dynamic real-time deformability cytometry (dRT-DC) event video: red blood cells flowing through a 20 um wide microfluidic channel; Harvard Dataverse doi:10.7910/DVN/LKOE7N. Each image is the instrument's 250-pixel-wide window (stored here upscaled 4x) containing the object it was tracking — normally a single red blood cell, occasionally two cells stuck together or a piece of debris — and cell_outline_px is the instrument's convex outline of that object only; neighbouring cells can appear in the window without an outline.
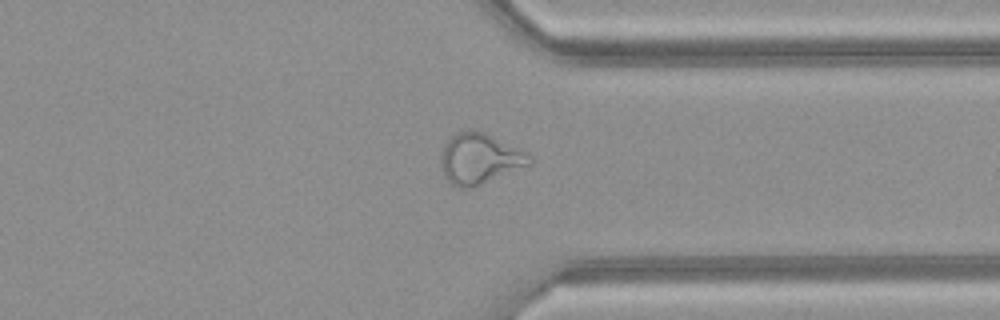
{"species": "common noctule bat (a hibernating species)", "species_latin": "Nyctalus noctula", "temperature_condition": "warm", "stored_images_in_passage": 44, "camera_frame_rate_fps": 3000, "um_per_image_px": 0.085, "animal": {"sex": "female", "body_mass_g": 21.9}, "frame": {"image": 1, "passage_image": 33, "time_ms": 10.667, "image_size_px": [1000, 320], "cell_outline_px": [[532, 164], [472, 188], [460, 188], [452, 184], [444, 176], [444, 148], [448, 140], [456, 132], [484, 132], [520, 148], [528, 152], [532, 156]], "centroid_in_image_um": [40.86, 13.51], "position_along_channel_um": 370.5, "area_um2": 25.49}}
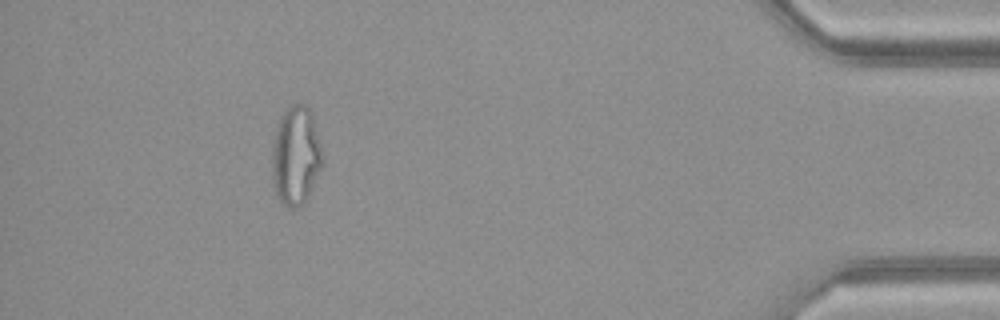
{"frame": {"image": 2, "passage_image": 40, "time_ms": 13.0, "image_size_px": [1000, 320], "cell_outline_px": [[324, 160], [308, 196], [304, 204], [300, 208], [288, 208], [280, 204], [276, 196], [272, 180], [272, 144], [276, 128], [280, 116], [292, 104], [304, 104], [312, 112], [324, 156]], "centroid_in_image_um": [25.13, 13.27], "position_along_channel_um": 410.1, "area_um2": 29.59}, "authors_computed_cell_mechanics": {"area_um2": 27.3683, "velocity_mm_per_s": 4.1842, "shape_relaxation_time_tau1_ms": null, "shape_relaxation_time_tau2_ms": 1.2629, "deformation_change_tau1": null, "deformation_change_tau2": 0.106}}